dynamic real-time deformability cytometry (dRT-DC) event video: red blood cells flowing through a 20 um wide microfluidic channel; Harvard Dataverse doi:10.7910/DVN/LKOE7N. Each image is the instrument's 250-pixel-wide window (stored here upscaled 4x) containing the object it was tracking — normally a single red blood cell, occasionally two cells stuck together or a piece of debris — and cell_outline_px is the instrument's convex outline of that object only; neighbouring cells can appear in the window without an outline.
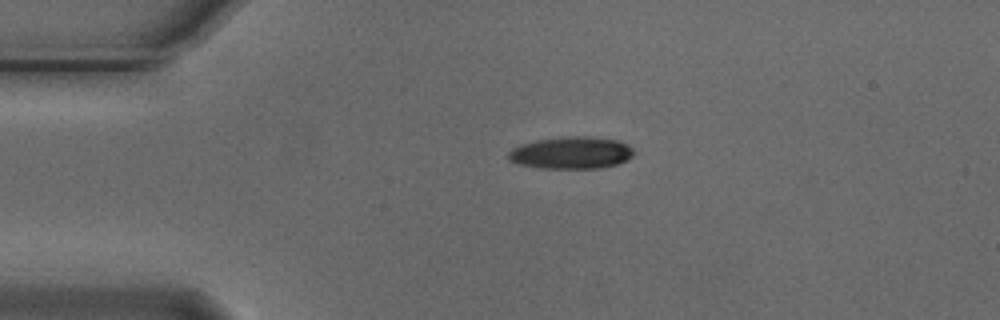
{"species": "Egyptian fruit bat (a non-hibernating species)", "species_latin": "Rousettus aegyptiacus", "temperature_condition": "cold", "stored_images_in_passage": 44, "camera_frame_rate_fps": 3000, "um_per_image_px": 0.085, "animal": {"sex": "male"}, "frame": {"image": 1, "passage_image": 1, "time_ms": 0.0, "image_size_px": [1000, 320], "cell_outline_px": [[636, 152], [628, 160], [616, 164], [600, 168], [540, 168], [520, 164], [508, 160], [508, 152], [512, 148], [520, 144], [536, 140], [572, 136], [588, 136], [616, 140], [628, 144]], "centroid_in_image_um": [48.57, 12.99], "position_along_channel_um": 36.4, "area_um2": 23.52}}
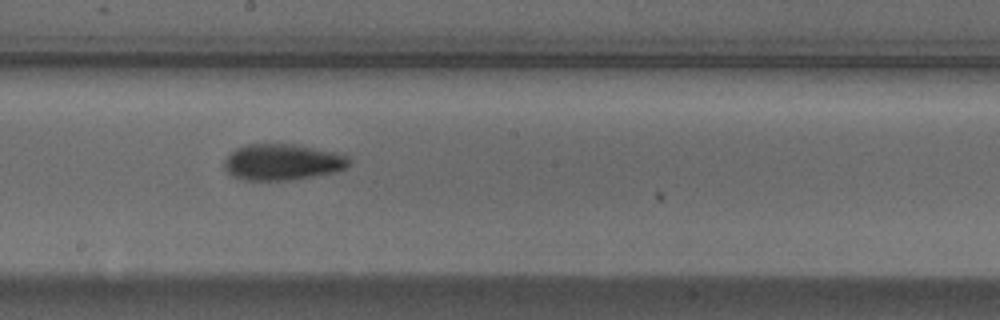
{"frame": {"image": 2, "passage_image": 19, "time_ms": 6.0, "image_size_px": [1000, 320], "cell_outline_px": [[352, 164], [336, 172], [288, 180], [244, 180], [232, 176], [224, 168], [224, 160], [236, 148], [248, 144], [296, 144], [344, 152], [348, 156]], "centroid_in_image_um": [24.07, 13.76], "position_along_channel_um": 224.1, "area_um2": 26.7}}
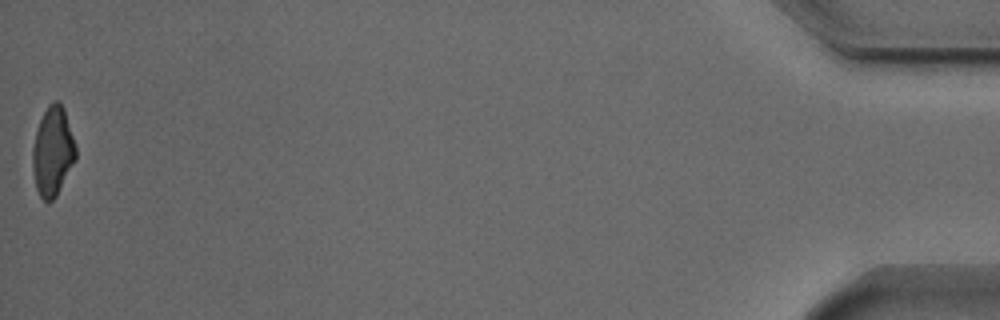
{"frame": {"image": 3, "passage_image": 44, "time_ms": 14.333, "image_size_px": [1000, 320], "cell_outline_px": [[76, 160], [56, 196], [48, 204], [40, 196], [36, 188], [32, 168], [32, 148], [36, 132], [40, 120], [48, 104], [52, 100], [56, 100], [64, 108], [76, 148]], "centroid_in_image_um": [4.47, 12.89], "position_along_channel_um": 430.7, "area_um2": 22.43}, "authors_computed_cell_mechanics": {"area_um2": 24.4205, "velocity_mm_per_s": 3.7225, "shape_relaxation_time_tau1_ms": 4.9051, "shape_relaxation_time_tau2_ms": 5.1275, "deformation_change_tau1": 0.1784, "deformation_change_tau2": 0.1388}}